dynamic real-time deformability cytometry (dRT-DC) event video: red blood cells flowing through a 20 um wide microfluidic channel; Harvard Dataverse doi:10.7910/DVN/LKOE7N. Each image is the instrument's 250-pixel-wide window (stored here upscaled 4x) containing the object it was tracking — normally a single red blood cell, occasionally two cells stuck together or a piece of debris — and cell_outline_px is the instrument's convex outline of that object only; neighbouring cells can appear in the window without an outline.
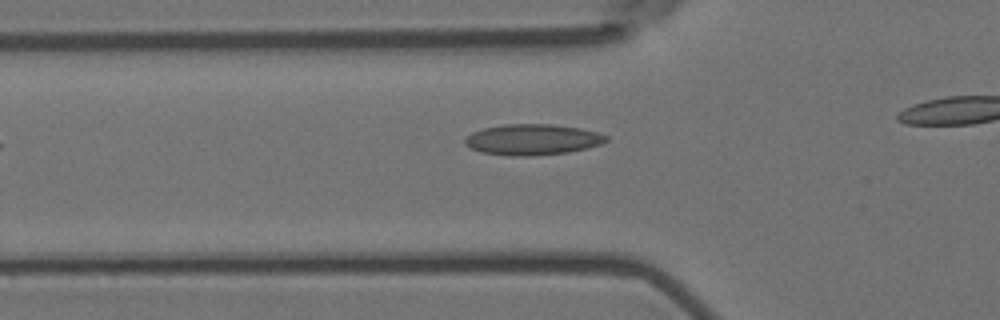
{"species": "Egyptian fruit bat (a non-hibernating species)", "species_latin": "Rousettus aegyptiacus", "temperature_condition": "room temperature", "stored_images_in_passage": 28, "camera_frame_rate_fps": 3000, "um_per_image_px": 0.085, "animal": {"sex": "female"}, "frame": {"image": 1, "passage_image": 3, "time_ms": 0.667, "image_size_px": [1000, 320], "cell_outline_px": [[608, 140], [600, 144], [568, 152], [528, 156], [512, 156], [484, 152], [472, 148], [464, 144], [464, 140], [472, 132], [484, 128], [504, 124], [552, 124], [580, 128], [600, 132], [608, 136]], "centroid_in_image_um": [45.28, 11.85], "position_along_channel_um": 80.5, "area_um2": 25.2}}
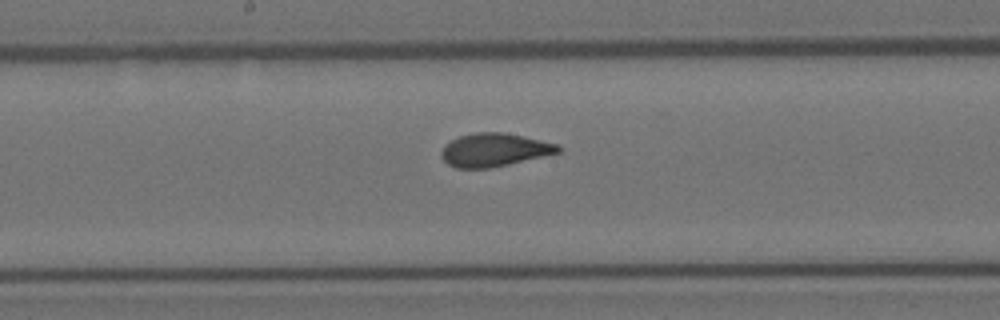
{"frame": {"image": 2, "passage_image": 13, "time_ms": 4.0, "image_size_px": [1000, 320], "cell_outline_px": [[560, 152], [508, 164], [488, 168], [456, 168], [448, 164], [440, 156], [440, 152], [444, 144], [460, 136], [476, 132], [504, 132], [524, 136], [556, 144], [560, 148]], "centroid_in_image_um": [41.96, 12.73], "position_along_channel_um": 206.2, "area_um2": 22.43}}
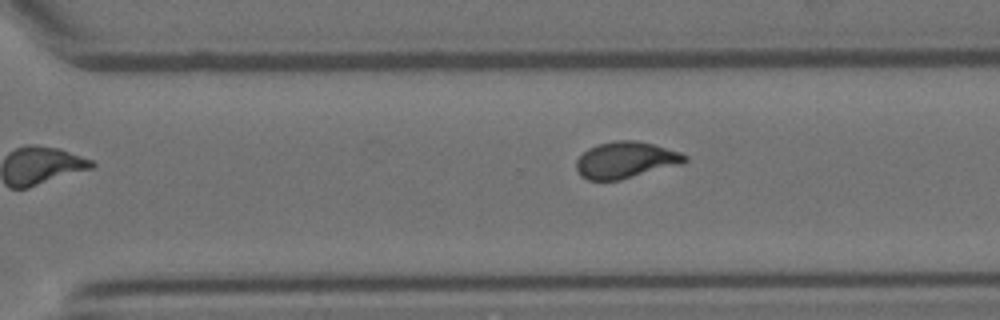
{"frame": {"image": 3, "passage_image": 22, "time_ms": 7.0, "image_size_px": [1000, 320], "cell_outline_px": [[688, 160], [680, 164], [620, 180], [588, 180], [580, 176], [576, 168], [576, 160], [588, 148], [596, 144], [616, 140], [636, 140], [652, 144], [680, 152], [688, 156]], "centroid_in_image_um": [53.15, 13.59], "position_along_channel_um": 317.4, "area_um2": 23.0}}